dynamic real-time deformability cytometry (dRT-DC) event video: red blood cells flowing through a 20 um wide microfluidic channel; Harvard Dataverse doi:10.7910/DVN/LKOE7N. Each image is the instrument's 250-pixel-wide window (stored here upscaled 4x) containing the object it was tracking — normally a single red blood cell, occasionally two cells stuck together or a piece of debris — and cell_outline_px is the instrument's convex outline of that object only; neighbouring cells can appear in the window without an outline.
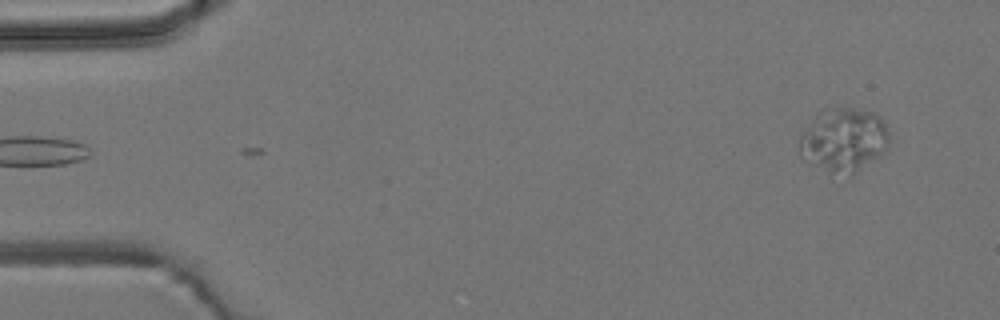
{"species": "common noctule bat (a hibernating species)", "species_latin": "Nyctalus noctula", "temperature_condition": "room temperature", "stored_images_in_passage": 5, "camera_frame_rate_fps": 3000, "um_per_image_px": 0.085, "animal": {"sex": "male", "body_mass_g": 19.2, "forearm_length_mm": 51.8}, "frame": {"image": 1, "passage_image": 5, "time_ms": 5.667, "image_size_px": [1000, 320], "cell_outline_px": [[888, 140], [884, 148], [876, 156], [856, 172], [832, 172], [800, 156], [800, 136], [812, 120], [820, 112], [836, 108], [852, 108], [872, 112], [880, 116], [888, 132]], "centroid_in_image_um": [71.7, 11.84], "position_along_channel_um": 13.3, "area_um2": 31.73}}